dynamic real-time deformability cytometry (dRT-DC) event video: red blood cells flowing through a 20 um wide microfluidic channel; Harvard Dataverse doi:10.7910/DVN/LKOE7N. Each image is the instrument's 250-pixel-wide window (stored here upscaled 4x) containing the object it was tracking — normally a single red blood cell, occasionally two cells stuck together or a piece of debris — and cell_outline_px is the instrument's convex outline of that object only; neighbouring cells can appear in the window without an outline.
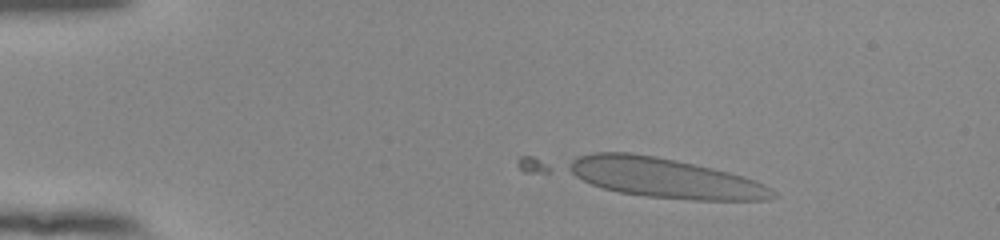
{"species": "human", "species_latin": "Homo sapiens", "temperature_condition": "room temperature", "stored_images_in_passage": 24, "camera_frame_rate_fps": 3000, "um_per_image_px": 0.085, "donor": {"sex": "female"}, "frame": {"image": 1, "passage_image": 8, "time_ms": 2.333, "image_size_px": [1000, 240], "cell_outline_px": [[776, 196], [764, 200], [696, 200], [648, 196], [620, 192], [604, 188], [592, 184], [576, 176], [564, 168], [572, 160], [580, 156], [592, 152], [632, 152], [656, 156], [676, 160], [712, 168], [744, 176], [772, 188], [776, 192]], "centroid_in_image_um": [56.5, 15.11], "position_along_channel_um": 28.5, "area_um2": 46.99}}
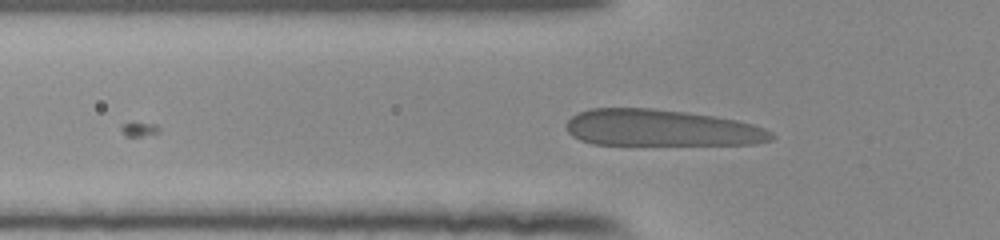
{"frame": {"image": 2, "passage_image": 17, "time_ms": 5.333, "image_size_px": [1000, 240], "cell_outline_px": [[776, 136], [772, 140], [756, 144], [592, 144], [580, 140], [572, 136], [568, 132], [564, 124], [572, 116], [588, 108], [652, 108], [684, 112], [712, 116], [736, 120], [752, 124], [764, 128], [772, 132]], "centroid_in_image_um": [56.18, 10.88], "position_along_channel_um": 69.6, "area_um2": 43.7}}
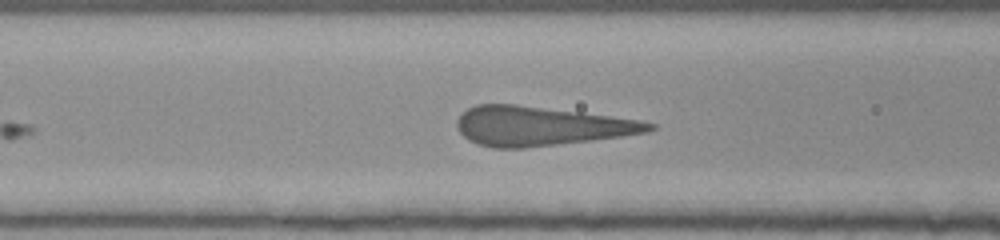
{"frame": {"image": 3, "passage_image": 21, "time_ms": 6.667, "image_size_px": [1000, 240], "cell_outline_px": [[656, 128], [648, 132], [592, 140], [524, 148], [492, 148], [476, 144], [468, 140], [456, 128], [456, 120], [468, 108], [476, 104], [516, 104], [580, 112], [636, 120], [656, 124]], "centroid_in_image_um": [45.89, 10.72], "position_along_channel_um": 120.7, "area_um2": 43.64}}